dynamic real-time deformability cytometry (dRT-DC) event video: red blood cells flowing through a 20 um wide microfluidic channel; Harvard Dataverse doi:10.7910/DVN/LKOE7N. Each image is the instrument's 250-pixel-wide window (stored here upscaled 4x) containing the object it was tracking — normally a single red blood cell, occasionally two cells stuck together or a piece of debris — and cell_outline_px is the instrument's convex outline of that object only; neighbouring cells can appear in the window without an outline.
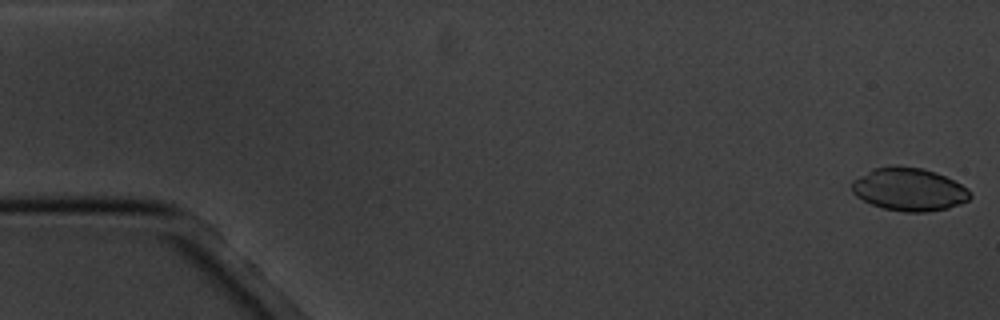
{"species": "common noctule bat (a hibernating species)", "species_latin": "Nyctalus noctula", "temperature_condition": "cold", "stored_images_in_passage": 6, "camera_frame_rate_fps": 3000, "um_per_image_px": 0.085, "animal": {"sex": "male", "body_mass_g": 20.1, "forearm_length_mm": 53.5}, "frame": {"image": 1, "passage_image": 1, "time_ms": 0.0, "image_size_px": [1000, 320], "cell_outline_px": [[972, 196], [968, 200], [960, 204], [948, 208], [928, 212], [904, 212], [884, 208], [872, 204], [856, 196], [852, 192], [852, 180], [872, 168], [924, 168], [936, 172], [968, 188], [972, 192]], "centroid_in_image_um": [77.3, 16.13], "position_along_channel_um": 7.7, "area_um2": 29.19}}